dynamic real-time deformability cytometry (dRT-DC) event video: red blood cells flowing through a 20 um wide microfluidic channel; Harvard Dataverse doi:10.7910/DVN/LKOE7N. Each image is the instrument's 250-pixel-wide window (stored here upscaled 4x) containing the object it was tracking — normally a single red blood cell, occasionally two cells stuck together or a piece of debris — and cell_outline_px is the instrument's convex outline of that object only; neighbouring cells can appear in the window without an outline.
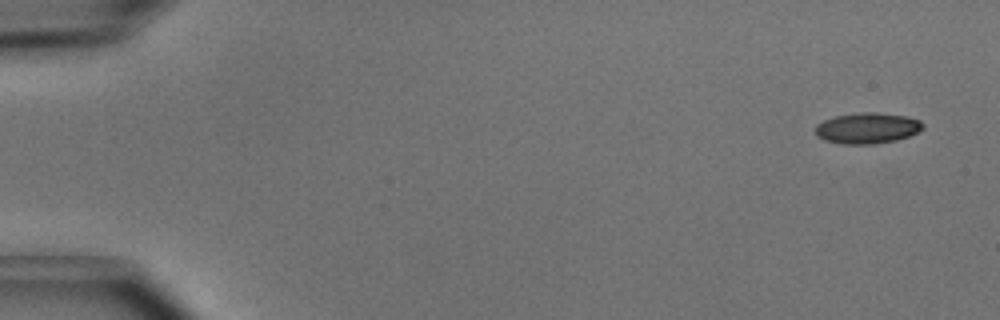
{"species": "common noctule bat (a hibernating species)", "species_latin": "Nyctalus noctula", "temperature_condition": "cold", "stored_images_in_passage": 2, "segment_of_instrument_passage": [2, 2], "camera_frame_rate_fps": 3000, "um_per_image_px": 0.085, "animal": {"sex": "male", "body_mass_g": 15.6}, "frame": {"image": 1, "passage_image": 2, "time_ms": 0.333, "image_size_px": [1000, 320], "cell_outline_px": [[924, 128], [908, 136], [896, 140], [872, 144], [844, 144], [824, 140], [816, 136], [816, 124], [824, 120], [836, 116], [860, 112], [876, 112], [904, 116], [920, 120], [924, 124]], "centroid_in_image_um": [73.71, 10.89], "position_along_channel_um": 11.3, "area_um2": 19.25}}